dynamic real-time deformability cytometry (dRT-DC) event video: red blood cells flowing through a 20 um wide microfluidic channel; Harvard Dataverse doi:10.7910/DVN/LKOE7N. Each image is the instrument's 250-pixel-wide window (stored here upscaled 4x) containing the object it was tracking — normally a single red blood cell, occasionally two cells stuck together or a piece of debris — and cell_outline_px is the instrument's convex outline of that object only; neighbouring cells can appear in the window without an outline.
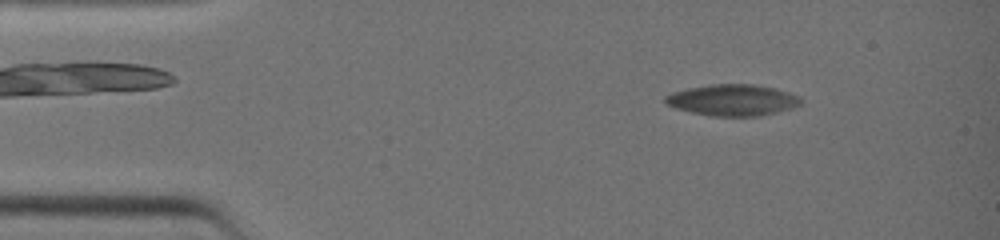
{"species": "common noctule bat (a hibernating species)", "species_latin": "Nyctalus noctula", "temperature_condition": "warm", "stored_images_in_passage": 42, "camera_frame_rate_fps": 3000, "um_per_image_px": 0.085, "animal": {"sex": "female", "body_mass_g": 19.0, "forearm_length_mm": 51.5}, "frame": {"image": 1, "passage_image": 6, "time_ms": 1.667, "image_size_px": [1000, 240], "cell_outline_px": [[800, 104], [792, 108], [760, 116], [712, 116], [692, 112], [676, 108], [668, 104], [664, 100], [664, 96], [672, 92], [688, 88], [712, 84], [752, 84], [776, 88], [800, 96]], "centroid_in_image_um": [62.27, 8.5], "position_along_channel_um": 22.7, "area_um2": 24.62}}
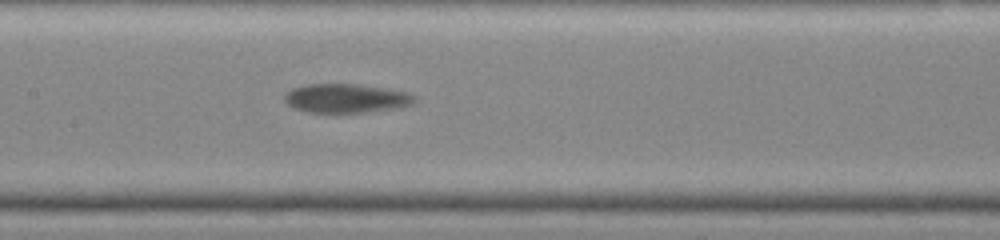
{"frame": {"image": 2, "passage_image": 21, "time_ms": 6.667, "image_size_px": [1000, 240], "cell_outline_px": [[416, 100], [412, 104], [400, 108], [364, 112], [308, 112], [296, 108], [288, 104], [284, 100], [284, 96], [292, 88], [308, 84], [364, 84], [388, 88], [408, 92], [416, 96]], "centroid_in_image_um": [29.49, 8.34], "position_along_channel_um": 177.9, "area_um2": 22.08}}
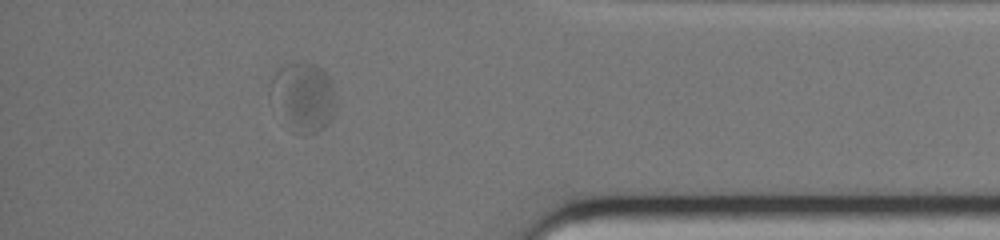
{"frame": {"image": 3, "passage_image": 37, "time_ms": 12.0, "image_size_px": [1000, 240], "cell_outline_px": [[332, 116], [328, 124], [324, 128], [308, 136], [292, 132], [268, 96], [268, 92], [272, 80], [280, 64], [304, 60], [316, 64], [328, 76], [332, 84]], "centroid_in_image_um": [25.7, 8.21], "position_along_channel_um": 409.5, "area_um2": 26.47}}